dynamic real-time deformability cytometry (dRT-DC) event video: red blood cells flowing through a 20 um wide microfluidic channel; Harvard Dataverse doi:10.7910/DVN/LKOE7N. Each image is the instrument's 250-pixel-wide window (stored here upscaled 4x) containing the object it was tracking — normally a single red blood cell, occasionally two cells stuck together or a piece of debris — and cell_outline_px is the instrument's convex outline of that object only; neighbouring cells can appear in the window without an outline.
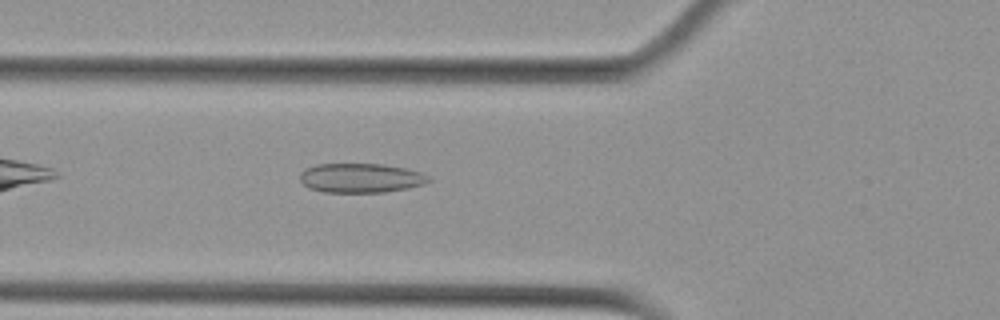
{"species": "Egyptian fruit bat (a non-hibernating species)", "species_latin": "Rousettus aegyptiacus", "temperature_condition": "cold", "stored_images_in_passage": 33, "camera_frame_rate_fps": 3000, "um_per_image_px": 0.085, "animal": {"sex": "female"}, "frame": {"image": 1, "passage_image": 6, "time_ms": 1.667, "image_size_px": [1000, 320], "cell_outline_px": [[432, 180], [424, 184], [408, 188], [384, 192], [324, 192], [308, 188], [300, 180], [300, 172], [304, 168], [316, 164], [384, 164], [404, 168], [420, 172], [428, 176]], "centroid_in_image_um": [30.64, 15.13], "position_along_channel_um": 95.2, "area_um2": 22.08}}
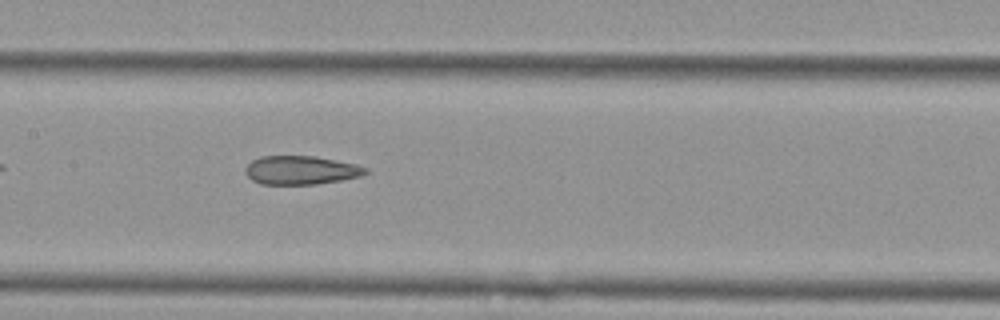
{"frame": {"image": 2, "passage_image": 13, "time_ms": 4.0, "image_size_px": [1000, 320], "cell_outline_px": [[368, 172], [360, 176], [340, 180], [316, 184], [260, 184], [252, 180], [244, 172], [244, 168], [252, 160], [260, 156], [316, 156], [356, 164], [368, 168]], "centroid_in_image_um": [25.56, 14.46], "position_along_channel_um": 181.8, "area_um2": 20.11}}
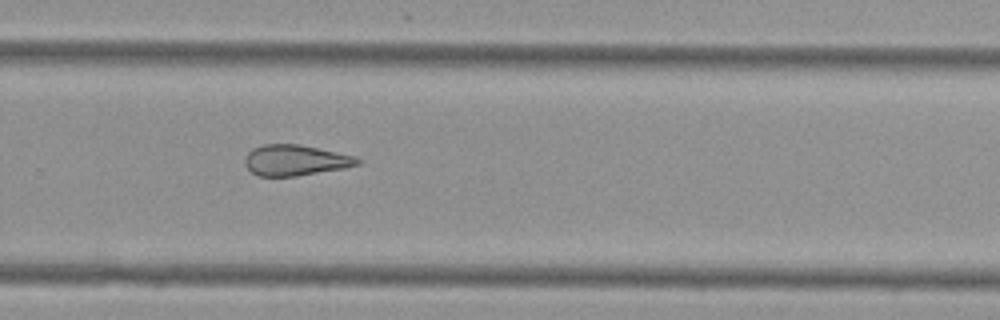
{"frame": {"image": 3, "passage_image": 23, "time_ms": 7.333, "image_size_px": [1000, 320], "cell_outline_px": [[364, 160], [360, 164], [344, 168], [296, 176], [256, 176], [244, 164], [244, 156], [252, 148], [264, 144], [300, 144], [356, 156]], "centroid_in_image_um": [25.11, 13.61], "position_along_channel_um": 304.7, "area_um2": 20.4}, "authors_computed_cell_mechanics": {"area_um2": 20.9236, "velocity_mm_per_s": 3.6985, "shape_relaxation_time_tau1_ms": null, "shape_relaxation_time_tau2_ms": 3.8744, "deformation_change_tau1": null, "deformation_change_tau2": 0.1222}}